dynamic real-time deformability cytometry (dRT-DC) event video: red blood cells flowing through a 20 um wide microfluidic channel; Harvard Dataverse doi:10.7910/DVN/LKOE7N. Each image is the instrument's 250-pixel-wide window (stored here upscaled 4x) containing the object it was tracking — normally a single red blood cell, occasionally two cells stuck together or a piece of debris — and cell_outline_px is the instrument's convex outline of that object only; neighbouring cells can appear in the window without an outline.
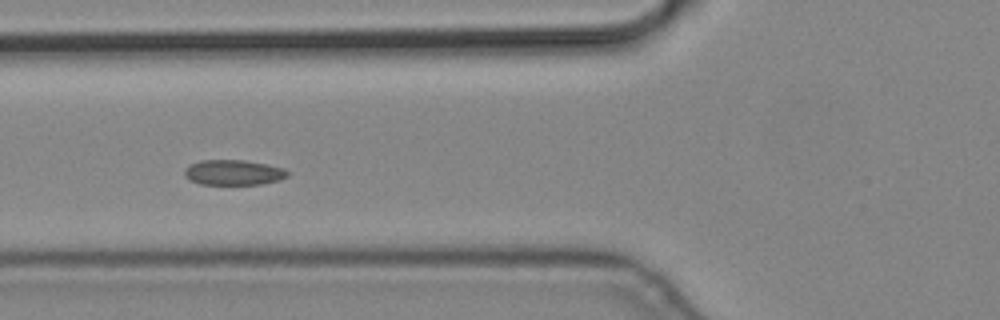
{"species": "common noctule bat (a hibernating species)", "species_latin": "Nyctalus noctula", "temperature_condition": "cold", "stored_images_in_passage": 10, "camera_frame_rate_fps": 3000, "um_per_image_px": 0.085, "animal": {"sex": "male", "body_mass_g": 19.2, "forearm_length_mm": 51.8}, "frame": {"image": 1, "passage_image": 6, "time_ms": 1.667, "image_size_px": [1000, 320], "cell_outline_px": [[288, 176], [280, 180], [260, 184], [200, 184], [188, 180], [184, 176], [184, 168], [188, 164], [200, 160], [244, 160], [284, 168], [288, 172]], "centroid_in_image_um": [19.78, 14.66], "position_along_channel_um": 106.0, "area_um2": 15.26}}
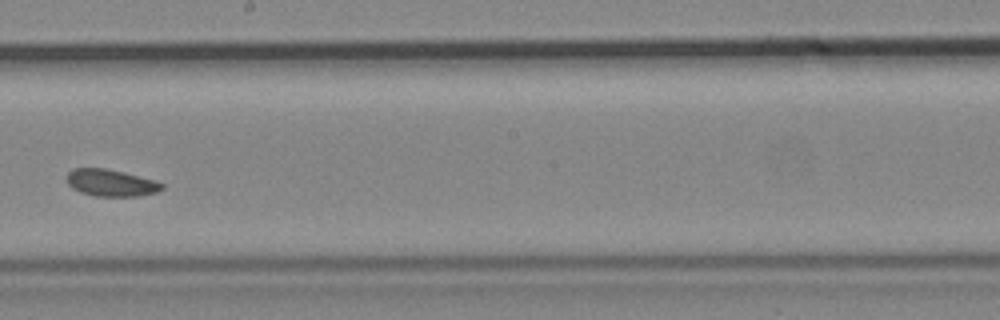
{"frame": {"image": 2, "passage_image": 9, "time_ms": 2.667, "image_size_px": [1000, 320], "cell_outline_px": [[164, 188], [156, 192], [140, 196], [96, 196], [80, 192], [72, 188], [68, 184], [68, 172], [72, 168], [104, 168], [124, 172], [156, 180], [164, 184]], "centroid_in_image_um": [9.45, 15.54], "position_along_channel_um": 238.7, "area_um2": 14.97}}
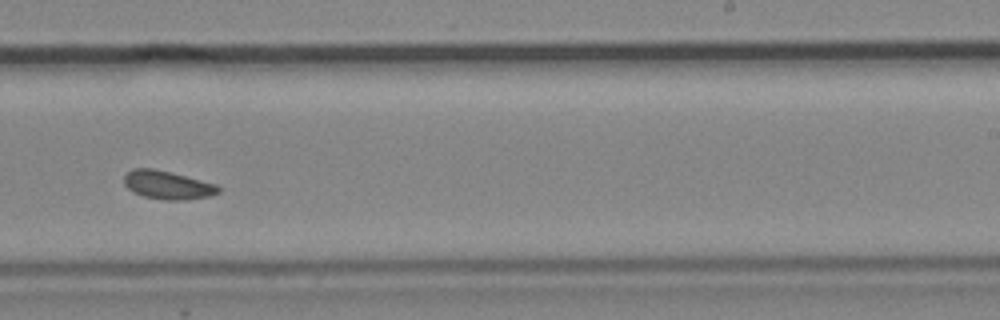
{"frame": {"image": 3, "passage_image": 10, "time_ms": 3.0, "image_size_px": [1000, 320], "cell_outline_px": [[220, 192], [212, 196], [184, 200], [164, 200], [144, 196], [132, 192], [124, 184], [124, 176], [132, 168], [152, 168], [216, 184], [220, 188]], "centroid_in_image_um": [14.24, 15.74], "position_along_channel_um": 274.8, "area_um2": 15.49}}